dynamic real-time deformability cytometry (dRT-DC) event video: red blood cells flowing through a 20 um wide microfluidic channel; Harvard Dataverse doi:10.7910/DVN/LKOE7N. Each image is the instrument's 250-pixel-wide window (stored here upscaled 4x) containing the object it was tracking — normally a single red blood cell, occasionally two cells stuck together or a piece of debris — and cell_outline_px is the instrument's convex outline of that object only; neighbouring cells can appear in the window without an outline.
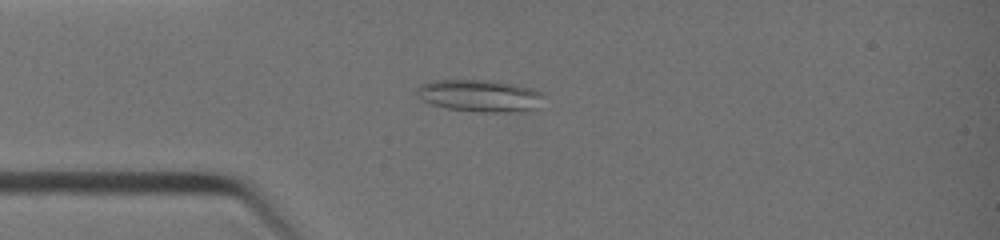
{"species": "common noctule bat (a hibernating species)", "species_latin": "Nyctalus noctula", "temperature_condition": "warm", "stored_images_in_passage": 39, "camera_frame_rate_fps": 3000, "um_per_image_px": 0.085, "animal": {"sex": "female", "body_mass_g": 19.0, "forearm_length_mm": 51.5}, "frame": {"image": 1, "passage_image": 10, "time_ms": 3.0, "image_size_px": [1000, 240], "cell_outline_px": [[540, 96], [536, 108], [508, 112], [476, 112], [448, 108], [432, 104], [420, 100], [416, 92], [416, 88], [420, 84], [432, 80], [500, 80], [532, 88], [540, 92]], "centroid_in_image_um": [40.69, 8.11], "position_along_channel_um": 44.3, "area_um2": 23.7}}
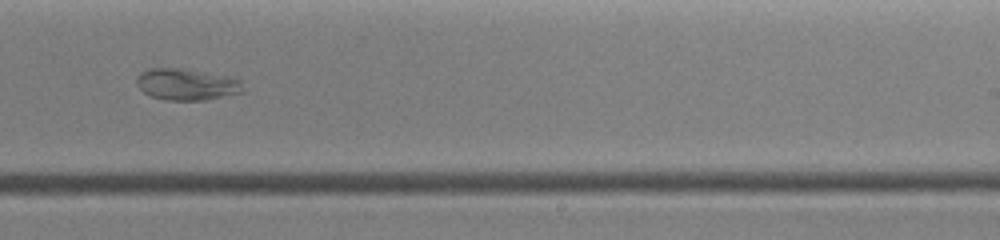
{"frame": {"image": 2, "passage_image": 25, "time_ms": 8.0, "image_size_px": [1000, 240], "cell_outline_px": [[244, 92], [204, 100], [164, 100], [152, 96], [144, 92], [136, 84], [136, 76], [140, 72], [148, 68], [180, 68], [232, 76], [240, 80]], "centroid_in_image_um": [15.86, 7.16], "position_along_channel_um": 273.1, "area_um2": 19.71}}
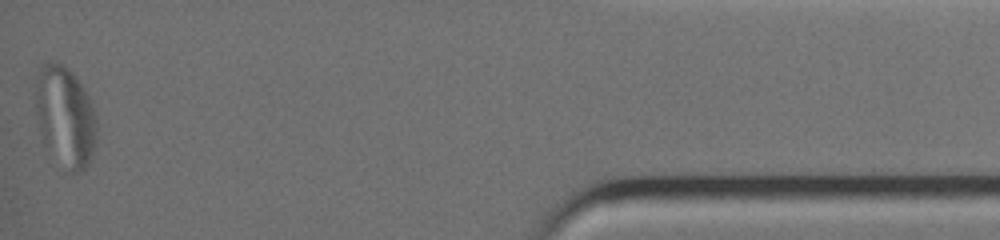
{"frame": {"image": 3, "passage_image": 39, "time_ms": 12.667, "image_size_px": [1000, 240], "cell_outline_px": [[96, 136], [92, 152], [88, 164], [80, 172], [72, 172], [44, 144], [40, 132], [36, 116], [36, 76], [40, 68], [48, 60], [52, 60], [64, 64], [72, 72], [84, 88], [92, 104], [96, 116]], "centroid_in_image_um": [5.53, 9.82], "position_along_channel_um": 429.7, "area_um2": 35.43}}